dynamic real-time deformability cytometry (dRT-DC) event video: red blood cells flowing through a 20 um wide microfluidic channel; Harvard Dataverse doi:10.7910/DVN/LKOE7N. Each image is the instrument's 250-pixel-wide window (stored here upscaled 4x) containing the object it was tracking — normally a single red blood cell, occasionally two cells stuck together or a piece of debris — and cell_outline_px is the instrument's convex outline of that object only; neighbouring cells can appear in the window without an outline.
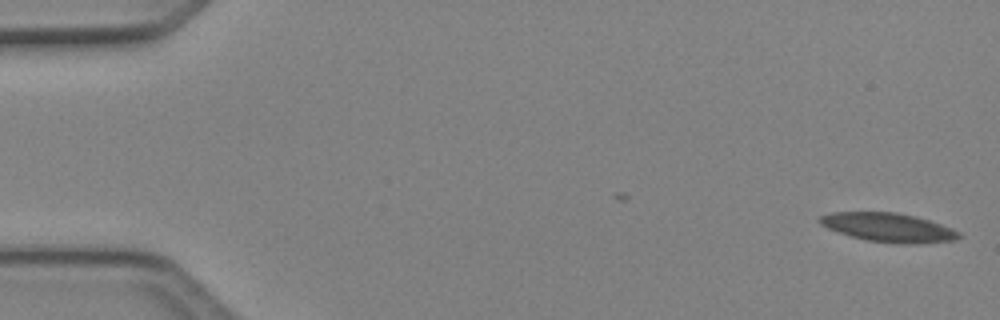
{"species": "Egyptian fruit bat (a non-hibernating species)", "species_latin": "Rousettus aegyptiacus", "temperature_condition": "cold", "stored_images_in_passage": 5, "camera_frame_rate_fps": 3000, "um_per_image_px": 0.085, "animal": {"sex": "female"}, "frame": {"image": 1, "passage_image": 5, "time_ms": 1.333, "image_size_px": [1000, 320], "cell_outline_px": [[964, 236], [956, 240], [916, 244], [900, 244], [868, 240], [852, 236], [828, 228], [820, 224], [816, 220], [820, 216], [832, 212], [896, 212], [928, 220], [952, 228], [960, 232]], "centroid_in_image_um": [75.54, 19.34], "position_along_channel_um": 9.5, "area_um2": 23.35}}